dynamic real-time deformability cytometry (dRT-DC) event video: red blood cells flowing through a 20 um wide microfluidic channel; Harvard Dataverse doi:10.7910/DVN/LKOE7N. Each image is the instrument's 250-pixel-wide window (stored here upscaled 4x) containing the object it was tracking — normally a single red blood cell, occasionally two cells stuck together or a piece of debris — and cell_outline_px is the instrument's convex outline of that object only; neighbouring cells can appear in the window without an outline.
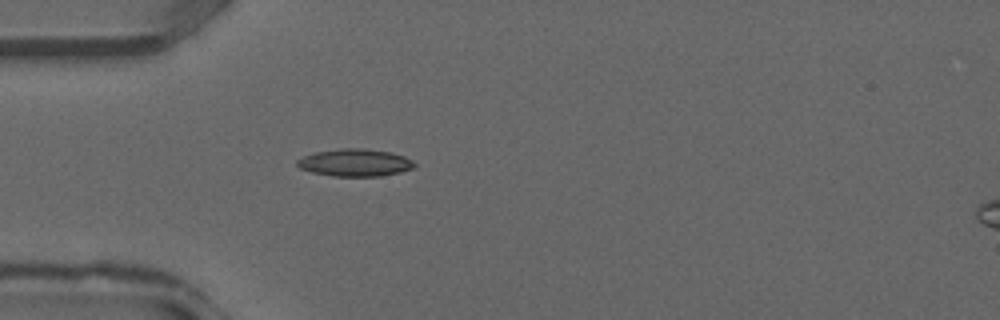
{"species": "common noctule bat (a hibernating species)", "species_latin": "Nyctalus noctula", "temperature_condition": "warm", "stored_images_in_passage": 27, "camera_frame_rate_fps": 3000, "um_per_image_px": 0.085, "animal": {"sex": "male", "forearm_length_mm": 52.5}, "frame": {"image": 1, "passage_image": 1, "time_ms": 0.0, "image_size_px": [1000, 320], "cell_outline_px": [[416, 164], [412, 168], [400, 172], [380, 176], [332, 176], [312, 172], [300, 168], [296, 164], [296, 160], [304, 156], [316, 152], [340, 148], [364, 148], [392, 152], [404, 156], [412, 160]], "centroid_in_image_um": [30.17, 13.82], "position_along_channel_um": 54.8, "area_um2": 18.73}}
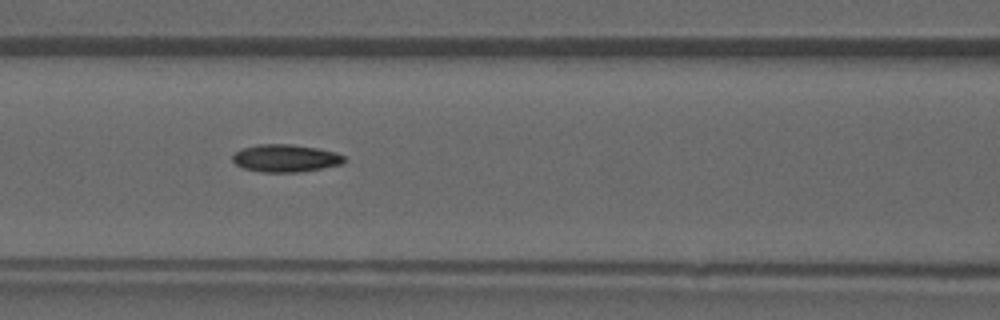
{"frame": {"image": 2, "passage_image": 6, "time_ms": 1.667, "image_size_px": [1000, 320], "cell_outline_px": [[348, 160], [344, 164], [296, 172], [264, 172], [244, 168], [236, 164], [232, 160], [232, 156], [236, 152], [244, 148], [256, 144], [292, 144], [316, 148], [336, 152], [344, 156]], "centroid_in_image_um": [24.3, 13.44], "position_along_channel_um": 142.3, "area_um2": 17.86}}
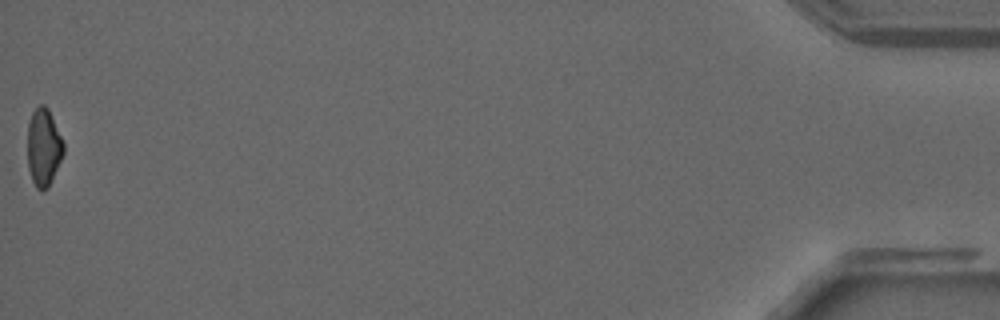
{"frame": {"image": 3, "passage_image": 27, "time_ms": 8.667, "image_size_px": [1000, 320], "cell_outline_px": [[64, 152], [48, 188], [36, 188], [32, 180], [28, 168], [28, 124], [32, 112], [40, 104], [44, 104], [48, 108], [64, 144]], "centroid_in_image_um": [3.7, 12.5], "position_along_channel_um": 431.5, "area_um2": 16.01}}